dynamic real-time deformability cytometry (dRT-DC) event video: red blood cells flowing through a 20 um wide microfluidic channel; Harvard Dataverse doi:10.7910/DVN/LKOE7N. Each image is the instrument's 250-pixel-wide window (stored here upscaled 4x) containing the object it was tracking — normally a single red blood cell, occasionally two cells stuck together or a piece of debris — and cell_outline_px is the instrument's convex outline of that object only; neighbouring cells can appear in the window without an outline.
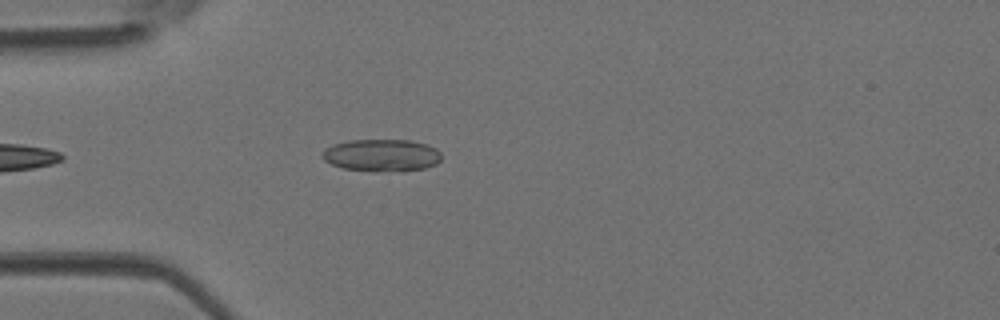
{"species": "Egyptian fruit bat (a non-hibernating species)", "species_latin": "Rousettus aegyptiacus", "temperature_condition": "room temperature", "stored_images_in_passage": 23, "camera_frame_rate_fps": 3000, "um_per_image_px": 0.085, "animal": {"sex": "female"}, "frame": {"image": 1, "passage_image": 4, "time_ms": 1.0, "image_size_px": [1000, 320], "cell_outline_px": [[440, 160], [436, 164], [424, 168], [372, 172], [344, 168], [332, 164], [324, 160], [320, 156], [320, 152], [324, 148], [332, 144], [348, 140], [412, 140], [428, 144], [436, 148], [440, 152]], "centroid_in_image_um": [32.39, 13.18], "position_along_channel_um": 52.6, "area_um2": 22.54}}
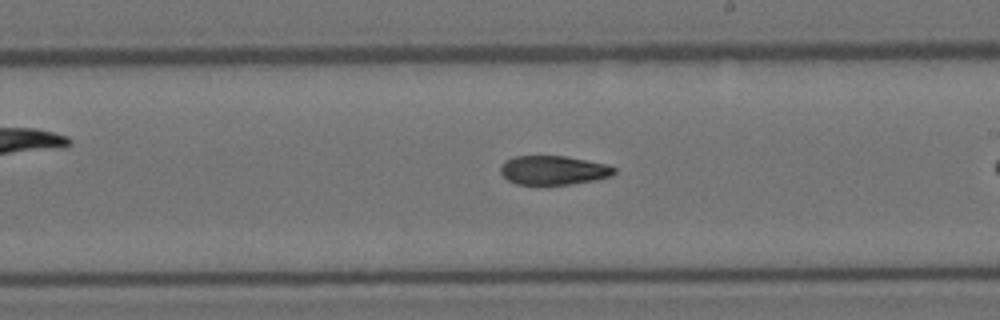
{"frame": {"image": 2, "passage_image": 14, "time_ms": 4.333, "image_size_px": [1000, 320], "cell_outline_px": [[616, 172], [612, 176], [596, 180], [568, 184], [516, 184], [508, 180], [500, 172], [500, 168], [504, 160], [516, 156], [564, 156], [608, 164], [616, 168]], "centroid_in_image_um": [47.06, 14.46], "position_along_channel_um": 241.9, "area_um2": 19.25}}
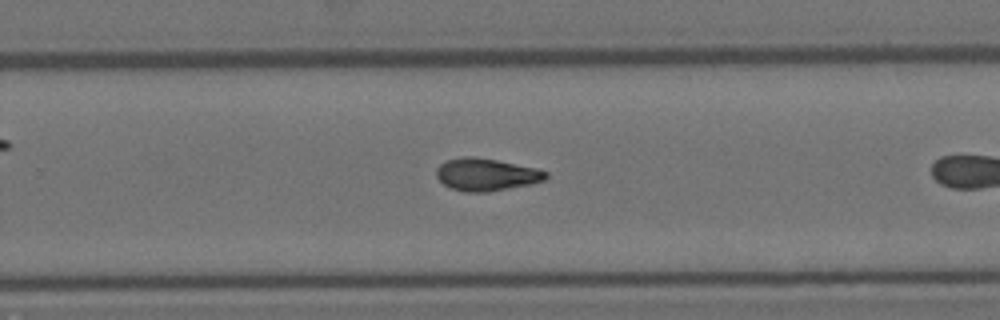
{"frame": {"image": 3, "passage_image": 17, "time_ms": 5.333, "image_size_px": [1000, 320], "cell_outline_px": [[548, 176], [544, 180], [532, 184], [488, 192], [464, 192], [452, 188], [444, 184], [436, 176], [436, 168], [440, 164], [448, 160], [464, 156], [472, 156], [496, 160], [536, 168], [548, 172]], "centroid_in_image_um": [41.33, 14.84], "position_along_channel_um": 288.5, "area_um2": 20.63}}